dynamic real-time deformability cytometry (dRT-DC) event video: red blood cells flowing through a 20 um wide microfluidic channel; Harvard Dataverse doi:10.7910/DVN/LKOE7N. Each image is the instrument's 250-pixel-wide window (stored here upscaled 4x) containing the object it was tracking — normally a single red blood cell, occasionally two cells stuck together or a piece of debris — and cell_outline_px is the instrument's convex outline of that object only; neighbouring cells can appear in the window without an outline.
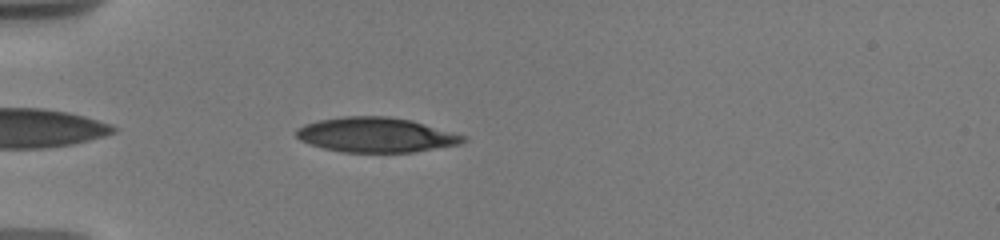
{"species": "human", "species_latin": "Homo sapiens", "temperature_condition": "warm", "stored_images_in_passage": 5, "camera_frame_rate_fps": 3000, "um_per_image_px": 0.085, "donor": {"sex": "male"}, "frame": {"image": 1, "passage_image": 3, "time_ms": 1.0, "image_size_px": [1000, 240], "cell_outline_px": [[468, 140], [460, 144], [412, 152], [344, 152], [324, 148], [300, 140], [296, 136], [296, 128], [304, 124], [320, 120], [344, 116], [388, 116], [412, 120], [468, 136]], "centroid_in_image_um": [32.0, 11.46], "position_along_channel_um": 53.0, "area_um2": 33.87}}
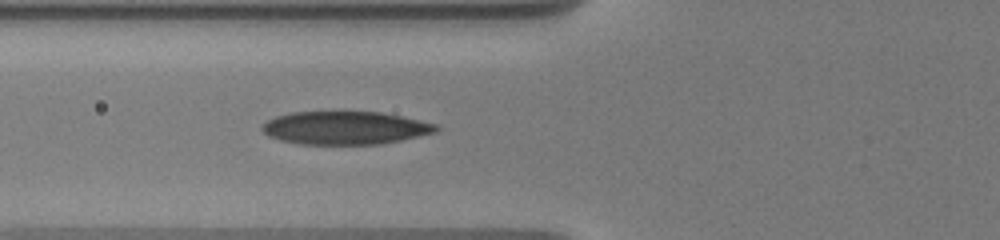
{"frame": {"image": 2, "passage_image": 5, "time_ms": 2.667, "image_size_px": [1000, 240], "cell_outline_px": [[440, 128], [436, 132], [400, 140], [380, 144], [300, 144], [268, 136], [260, 128], [268, 120], [276, 116], [292, 112], [344, 108], [380, 112], [440, 124]], "centroid_in_image_um": [29.35, 10.81], "position_along_channel_um": 96.5, "area_um2": 34.62}}